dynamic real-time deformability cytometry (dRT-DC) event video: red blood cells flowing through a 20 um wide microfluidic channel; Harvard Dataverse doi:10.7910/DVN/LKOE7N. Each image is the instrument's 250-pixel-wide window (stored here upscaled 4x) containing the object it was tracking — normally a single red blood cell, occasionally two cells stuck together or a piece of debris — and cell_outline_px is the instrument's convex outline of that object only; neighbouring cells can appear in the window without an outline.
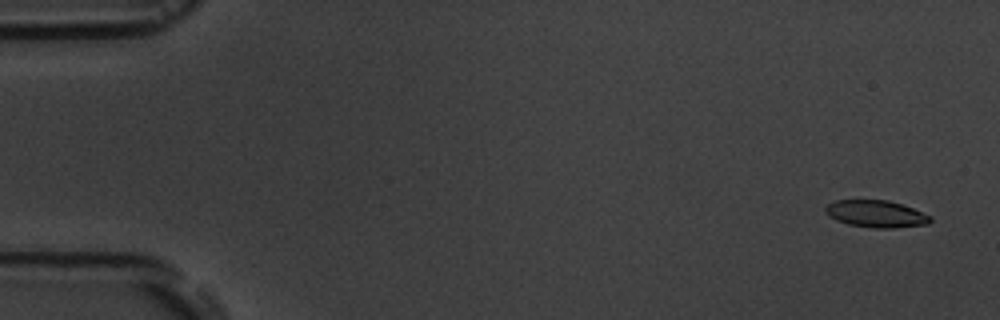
{"species": "common noctule bat (a hibernating species)", "species_latin": "Nyctalus noctula", "temperature_condition": "room temperature", "stored_images_in_passage": 4, "camera_frame_rate_fps": 3000, "um_per_image_px": 0.085, "animal": {"sex": "male", "body_mass_g": 19.5, "forearm_length_mm": 54.6}, "frame": {"image": 1, "passage_image": 1, "time_ms": 0.0, "image_size_px": [1000, 320], "cell_outline_px": [[932, 220], [928, 224], [892, 228], [876, 228], [848, 224], [836, 220], [824, 212], [824, 208], [828, 204], [836, 200], [888, 200], [912, 208], [932, 216]], "centroid_in_image_um": [74.46, 18.18], "position_along_channel_um": 10.5, "area_um2": 16.47}}
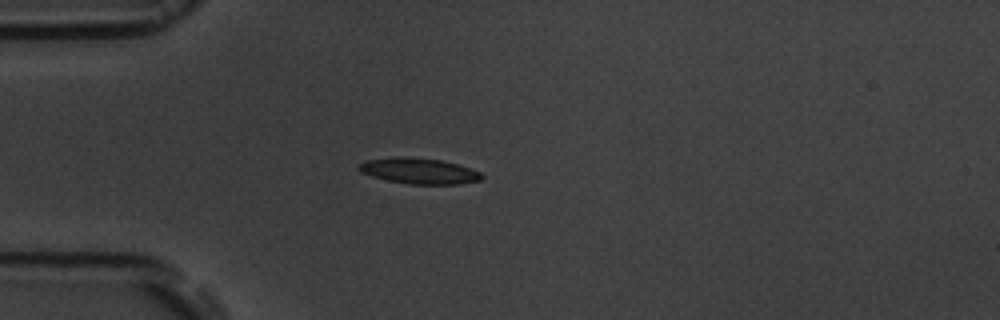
{"frame": {"image": 2, "passage_image": 4, "time_ms": 4.333, "image_size_px": [1000, 320], "cell_outline_px": [[484, 176], [480, 180], [460, 184], [408, 184], [388, 180], [372, 176], [360, 172], [356, 168], [360, 164], [368, 160], [392, 156], [408, 156], [440, 160], [460, 164], [480, 172]], "centroid_in_image_um": [35.62, 14.52], "position_along_channel_um": 49.4, "area_um2": 18.61}}